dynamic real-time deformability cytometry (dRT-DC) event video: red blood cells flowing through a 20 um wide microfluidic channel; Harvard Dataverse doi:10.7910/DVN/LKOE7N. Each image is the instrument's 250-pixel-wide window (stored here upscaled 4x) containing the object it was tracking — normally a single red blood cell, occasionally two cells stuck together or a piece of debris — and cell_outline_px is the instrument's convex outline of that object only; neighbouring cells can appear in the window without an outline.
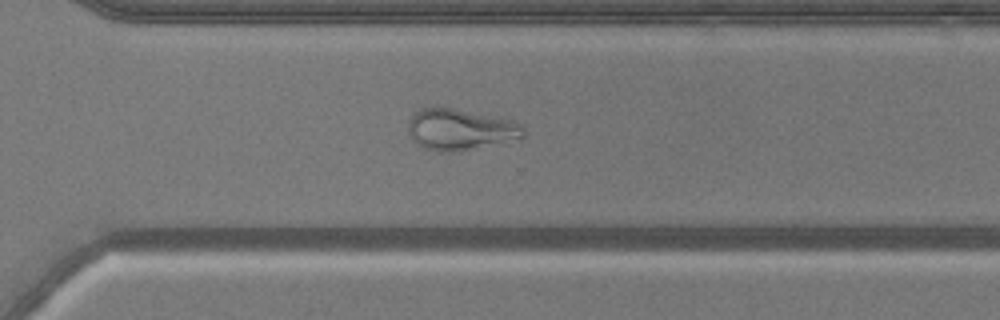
{"species": "common noctule bat (a hibernating species)", "species_latin": "Nyctalus noctula", "temperature_condition": "warm", "stored_images_in_passage": 51, "camera_frame_rate_fps": 3000, "um_per_image_px": 0.085, "animal": {"sex": "male", "body_mass_g": 20.5, "forearm_length_mm": 52.5}, "frame": {"image": 1, "passage_image": 36, "time_ms": 11.667, "image_size_px": [1000, 320], "cell_outline_px": [[524, 136], [520, 140], [452, 152], [444, 152], [424, 148], [416, 144], [408, 132], [408, 116], [412, 112], [428, 104], [436, 104], [496, 116], [512, 120], [520, 124], [524, 128]], "centroid_in_image_um": [39.07, 10.96], "position_along_channel_um": 331.5, "area_um2": 28.78}}
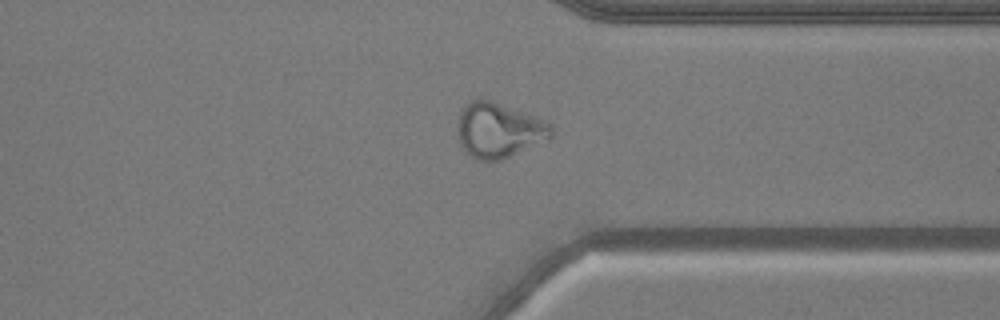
{"frame": {"image": 2, "passage_image": 39, "time_ms": 12.667, "image_size_px": [1000, 320], "cell_outline_px": [[552, 136], [548, 140], [500, 160], [476, 160], [464, 152], [460, 144], [460, 108], [472, 100], [480, 96], [548, 120], [552, 124]], "centroid_in_image_um": [42.44, 11.04], "position_along_channel_um": 369.0, "area_um2": 30.29}}
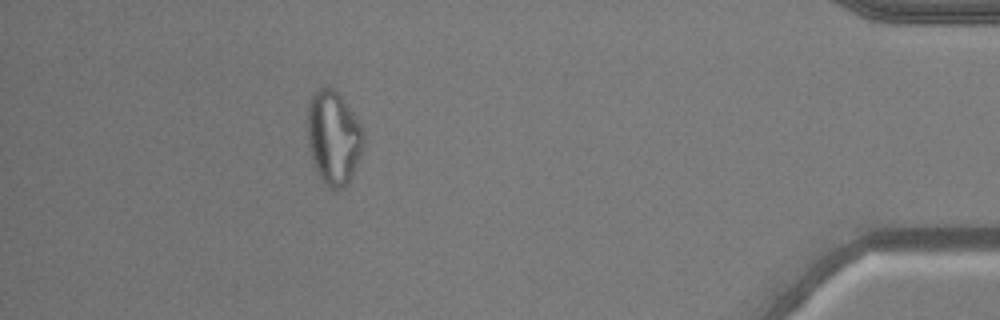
{"frame": {"image": 3, "passage_image": 46, "time_ms": 15.0, "image_size_px": [1000, 320], "cell_outline_px": [[364, 144], [360, 156], [352, 176], [348, 184], [336, 192], [328, 188], [316, 172], [312, 164], [308, 144], [308, 100], [312, 92], [316, 88], [328, 84], [336, 88], [348, 104], [364, 128]], "centroid_in_image_um": [28.35, 11.65], "position_along_channel_um": 406.9, "area_um2": 31.79}}